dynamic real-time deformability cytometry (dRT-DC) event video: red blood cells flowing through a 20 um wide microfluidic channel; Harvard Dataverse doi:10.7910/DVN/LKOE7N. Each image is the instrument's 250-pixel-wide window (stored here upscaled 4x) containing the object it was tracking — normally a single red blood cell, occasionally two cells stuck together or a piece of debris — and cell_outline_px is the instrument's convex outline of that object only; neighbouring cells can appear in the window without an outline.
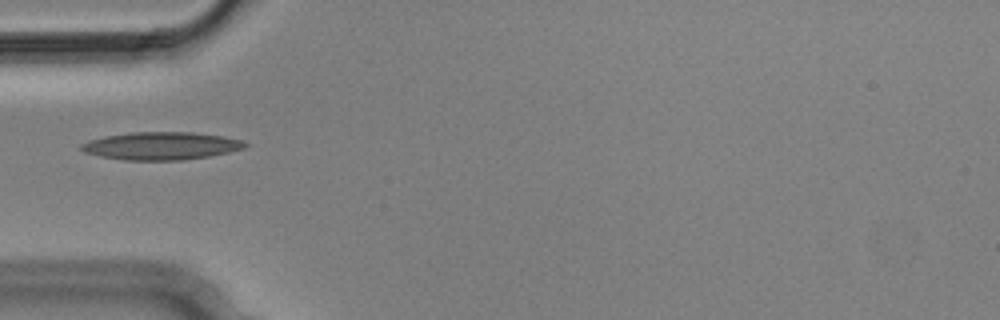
{"species": "Egyptian fruit bat (a non-hibernating species)", "species_latin": "Rousettus aegyptiacus", "temperature_condition": "cold", "stored_images_in_passage": 6, "camera_frame_rate_fps": 3000, "um_per_image_px": 0.085, "animal": {"sex": "male"}, "frame": {"image": 1, "passage_image": 2, "time_ms": 0.333, "image_size_px": [1000, 320], "cell_outline_px": [[248, 144], [244, 148], [228, 152], [208, 156], [184, 160], [124, 160], [100, 156], [84, 152], [80, 148], [80, 144], [88, 140], [104, 136], [132, 132], [192, 132], [224, 136], [240, 140]], "centroid_in_image_um": [13.66, 12.39], "position_along_channel_um": 71.3, "area_um2": 26.47}}
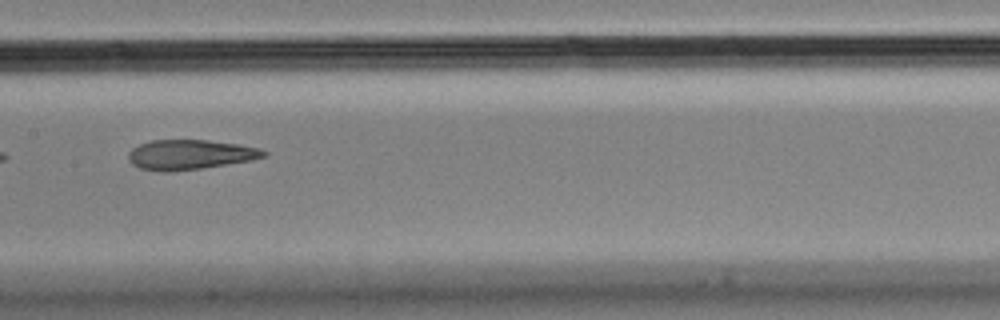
{"frame": {"image": 2, "passage_image": 5, "time_ms": 1.333, "image_size_px": [1000, 320], "cell_outline_px": [[268, 156], [252, 160], [200, 168], [168, 172], [164, 172], [140, 168], [132, 164], [128, 160], [128, 152], [132, 148], [140, 144], [152, 140], [208, 140], [240, 144], [260, 148], [268, 152]], "centroid_in_image_um": [16.17, 13.14], "position_along_channel_um": 191.2, "area_um2": 23.58}}
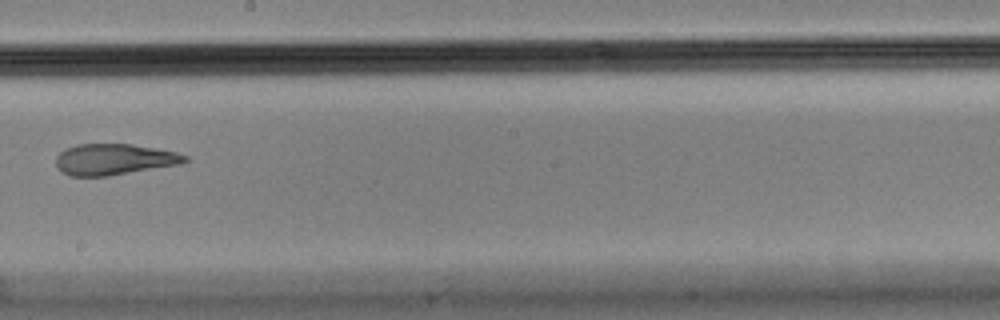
{"frame": {"image": 3, "passage_image": 6, "time_ms": 1.667, "image_size_px": [1000, 320], "cell_outline_px": [[188, 160], [180, 164], [108, 176], [68, 176], [60, 172], [56, 164], [56, 156], [64, 148], [76, 144], [132, 144], [176, 152], [188, 156]], "centroid_in_image_um": [9.65, 13.55], "position_along_channel_um": 238.5, "area_um2": 23.47}}